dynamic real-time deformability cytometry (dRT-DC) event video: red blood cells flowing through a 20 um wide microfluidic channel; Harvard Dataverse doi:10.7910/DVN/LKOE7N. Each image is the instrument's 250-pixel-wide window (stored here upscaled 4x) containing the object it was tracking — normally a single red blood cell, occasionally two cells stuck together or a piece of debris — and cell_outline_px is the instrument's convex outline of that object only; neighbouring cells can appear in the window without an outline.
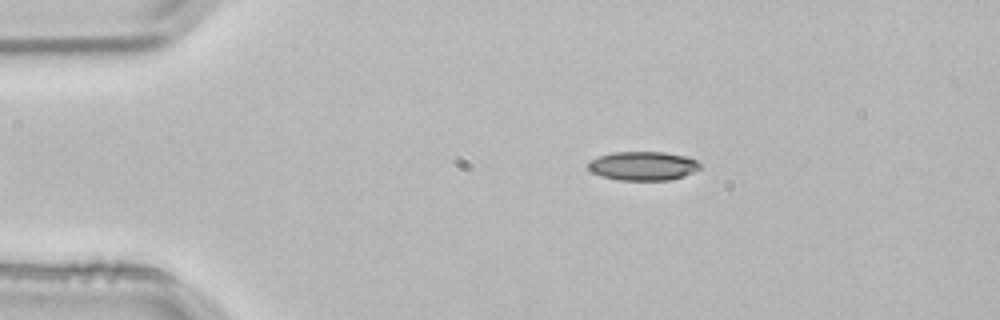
{"species": "common noctule bat (a hibernating species)", "species_latin": "Nyctalus noctula", "temperature_condition": "room temperature", "stored_images_in_passage": 2, "camera_frame_rate_fps": 3000, "um_per_image_px": 0.085, "animal": {"sex": "male", "body_mass_g": 21.5, "forearm_length_mm": 52.0}, "frame": {"image": 1, "passage_image": 2, "time_ms": 0.333, "image_size_px": [1000, 320], "cell_outline_px": [[700, 168], [684, 176], [668, 180], [620, 180], [600, 176], [592, 172], [588, 168], [588, 160], [596, 156], [612, 152], [664, 152], [688, 156], [696, 160], [700, 164]], "centroid_in_image_um": [54.62, 14.09], "position_along_channel_um": 30.4, "area_um2": 19.02}}